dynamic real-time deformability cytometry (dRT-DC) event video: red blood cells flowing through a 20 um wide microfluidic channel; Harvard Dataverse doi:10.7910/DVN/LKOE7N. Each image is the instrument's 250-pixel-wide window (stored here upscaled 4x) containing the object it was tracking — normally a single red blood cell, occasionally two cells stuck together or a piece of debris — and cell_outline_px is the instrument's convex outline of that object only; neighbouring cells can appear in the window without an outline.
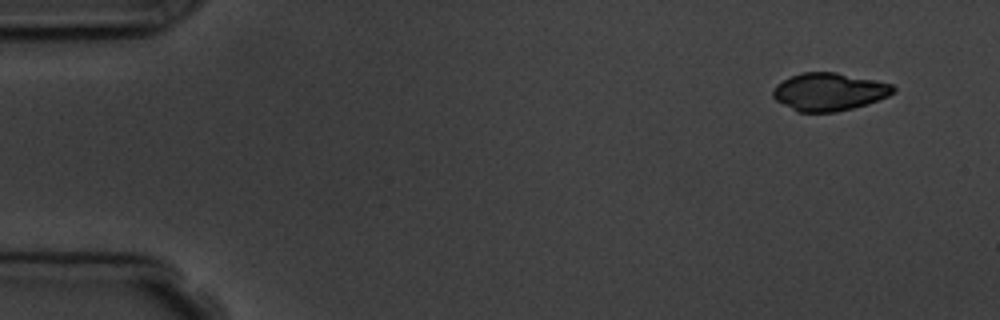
{"species": "common noctule bat (a hibernating species)", "species_latin": "Nyctalus noctula", "temperature_condition": "room temperature", "stored_images_in_passage": 6, "camera_frame_rate_fps": 3000, "um_per_image_px": 0.085, "animal": {"sex": "male", "body_mass_g": 19.5, "forearm_length_mm": 54.6}, "frame": {"image": 1, "passage_image": 1, "time_ms": 0.0, "image_size_px": [1000, 320], "cell_outline_px": [[896, 92], [888, 96], [868, 104], [836, 112], [796, 112], [776, 100], [772, 96], [772, 92], [776, 84], [792, 76], [804, 72], [836, 72], [892, 84], [896, 88]], "centroid_in_image_um": [70.47, 7.81], "position_along_channel_um": 14.5, "area_um2": 26.47}}
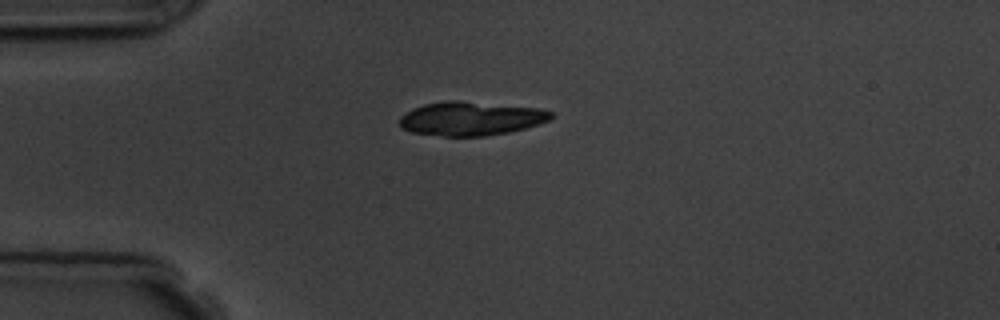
{"frame": {"image": 2, "passage_image": 4, "time_ms": 3.333, "image_size_px": [1000, 320], "cell_outline_px": [[556, 116], [540, 124], [508, 132], [484, 136], [444, 136], [412, 132], [400, 128], [400, 116], [412, 108], [424, 104], [444, 100], [460, 100], [540, 108], [552, 112]], "centroid_in_image_um": [40.02, 10.06], "position_along_channel_um": 45.0, "area_um2": 30.11}}